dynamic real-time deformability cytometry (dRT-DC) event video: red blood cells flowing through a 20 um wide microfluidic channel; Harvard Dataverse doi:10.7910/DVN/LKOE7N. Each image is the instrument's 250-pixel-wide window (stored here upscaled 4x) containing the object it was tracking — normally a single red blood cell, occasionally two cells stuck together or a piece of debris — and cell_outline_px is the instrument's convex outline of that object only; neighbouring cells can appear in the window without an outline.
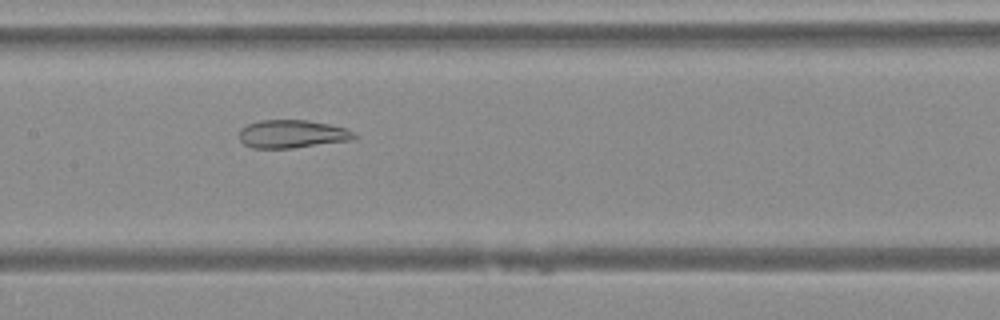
{"species": "Egyptian fruit bat (a non-hibernating species)", "species_latin": "Rousettus aegyptiacus", "temperature_condition": "warm", "stored_images_in_passage": 39, "camera_frame_rate_fps": 3000, "um_per_image_px": 0.085, "animal": {"sex": "female"}, "frame": {"image": 1, "passage_image": 15, "time_ms": 4.667, "image_size_px": [1000, 320], "cell_outline_px": [[356, 136], [352, 140], [292, 148], [252, 148], [244, 144], [240, 140], [240, 128], [248, 124], [260, 120], [308, 120], [328, 124], [344, 128], [352, 132]], "centroid_in_image_um": [24.79, 11.39], "position_along_channel_um": 182.6, "area_um2": 18.67}}
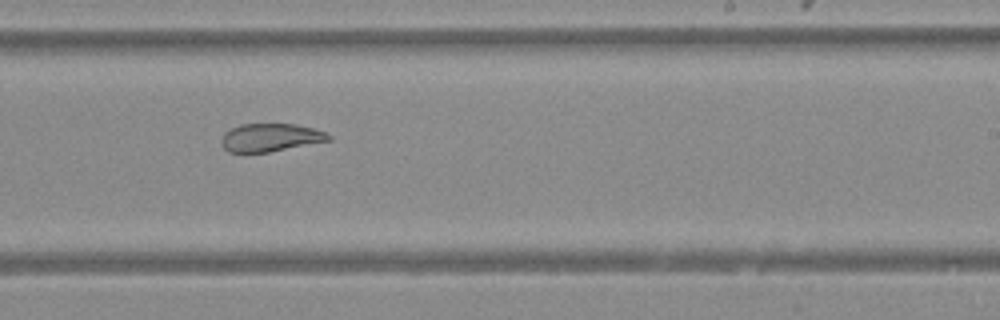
{"frame": {"image": 2, "passage_image": 21, "time_ms": 6.667, "image_size_px": [1000, 320], "cell_outline_px": [[332, 140], [268, 152], [228, 152], [220, 144], [220, 140], [224, 132], [240, 124], [296, 124], [328, 132], [332, 136]], "centroid_in_image_um": [22.99, 11.68], "position_along_channel_um": 266.0, "area_um2": 17.63}}
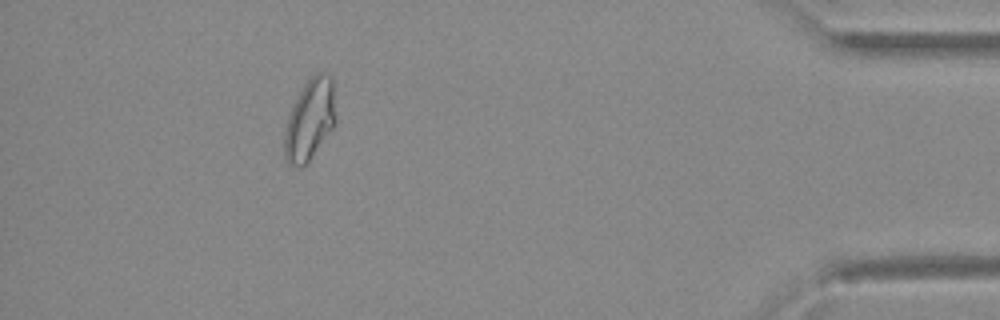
{"frame": {"image": 3, "passage_image": 35, "time_ms": 11.333, "image_size_px": [1000, 320], "cell_outline_px": [[336, 124], [308, 164], [300, 168], [296, 168], [288, 164], [284, 156], [284, 132], [288, 116], [292, 104], [304, 84], [316, 72], [324, 72], [332, 80], [336, 116]], "centroid_in_image_um": [26.32, 10.23], "position_along_channel_um": 408.9, "area_um2": 24.74}}